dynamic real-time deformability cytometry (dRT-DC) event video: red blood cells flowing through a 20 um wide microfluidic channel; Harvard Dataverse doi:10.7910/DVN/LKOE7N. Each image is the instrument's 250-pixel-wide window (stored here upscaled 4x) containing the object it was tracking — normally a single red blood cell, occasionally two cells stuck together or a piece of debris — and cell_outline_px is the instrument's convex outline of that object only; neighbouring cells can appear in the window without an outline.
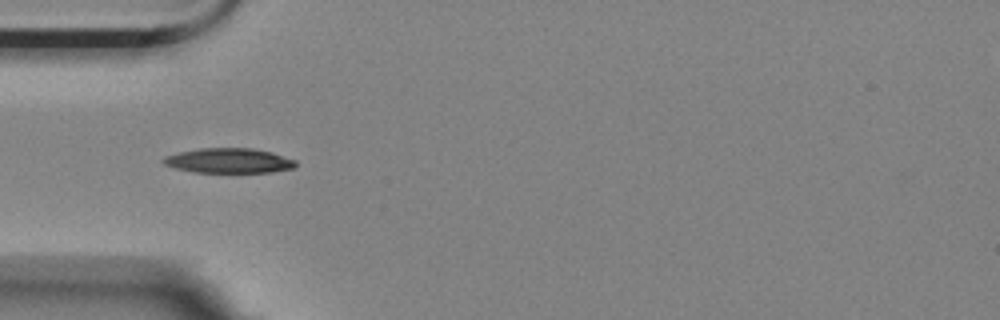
{"species": "Egyptian fruit bat (a non-hibernating species)", "species_latin": "Rousettus aegyptiacus", "temperature_condition": "room temperature", "stored_images_in_passage": 5, "camera_frame_rate_fps": 3000, "um_per_image_px": 0.085, "animal": {"sex": "female"}, "frame": {"image": 1, "passage_image": 3, "time_ms": 0.667, "image_size_px": [1000, 320], "cell_outline_px": [[296, 168], [272, 172], [196, 172], [176, 168], [164, 164], [160, 160], [164, 156], [180, 152], [200, 148], [252, 148], [272, 152], [296, 160]], "centroid_in_image_um": [19.47, 13.65], "position_along_channel_um": 65.5, "area_um2": 19.19}}
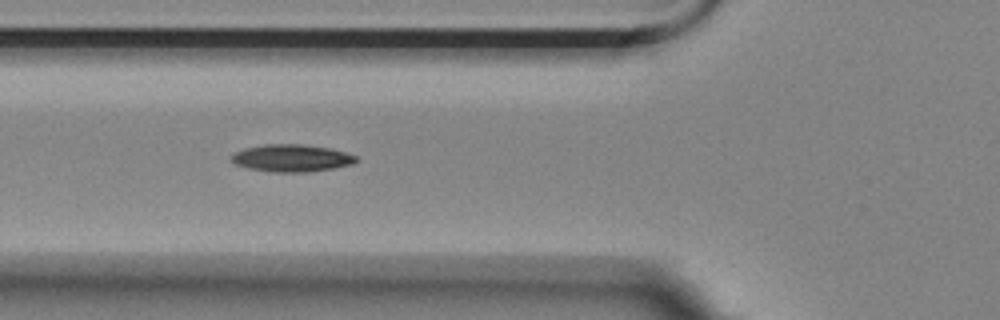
{"frame": {"image": 2, "passage_image": 4, "time_ms": 1.0, "image_size_px": [1000, 320], "cell_outline_px": [[356, 160], [352, 164], [332, 168], [308, 172], [272, 172], [248, 168], [236, 164], [228, 156], [244, 148], [264, 144], [300, 144], [328, 148], [344, 152], [356, 156]], "centroid_in_image_um": [24.73, 13.44], "position_along_channel_um": 101.1, "area_um2": 19.65}}
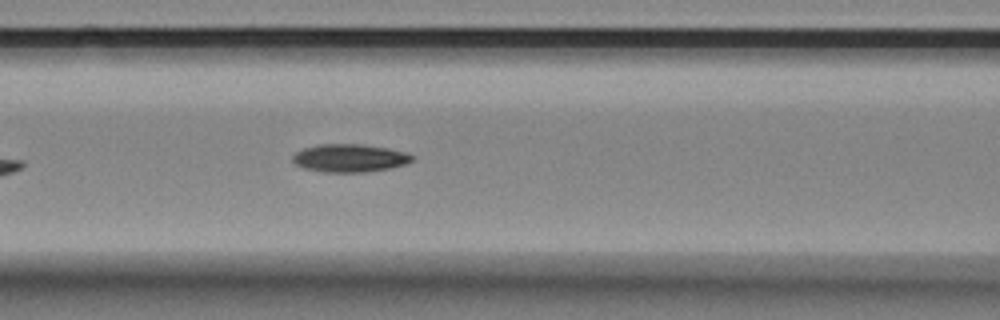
{"frame": {"image": 3, "passage_image": 5, "time_ms": 1.333, "image_size_px": [1000, 320], "cell_outline_px": [[412, 160], [404, 164], [388, 168], [364, 172], [324, 172], [304, 168], [296, 164], [292, 160], [292, 156], [296, 152], [304, 148], [316, 144], [360, 144], [388, 148], [404, 152], [412, 156]], "centroid_in_image_um": [29.66, 13.43], "position_along_channel_um": 136.9, "area_um2": 19.25}}